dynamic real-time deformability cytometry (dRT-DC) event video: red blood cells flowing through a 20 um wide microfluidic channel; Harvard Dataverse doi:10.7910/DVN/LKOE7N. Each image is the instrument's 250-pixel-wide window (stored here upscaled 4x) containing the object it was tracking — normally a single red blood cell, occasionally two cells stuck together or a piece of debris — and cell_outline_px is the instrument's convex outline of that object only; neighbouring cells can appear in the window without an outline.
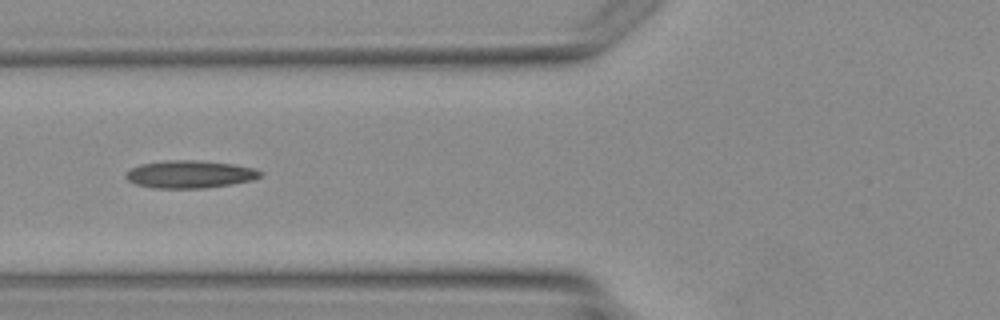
{"species": "Egyptian fruit bat (a non-hibernating species)", "species_latin": "Rousettus aegyptiacus", "temperature_condition": "warm", "stored_images_in_passage": 4, "camera_frame_rate_fps": 3000, "um_per_image_px": 0.085, "animal": {"sex": "female"}, "frame": {"image": 1, "passage_image": 4, "time_ms": 4.667, "image_size_px": [1000, 320], "cell_outline_px": [[264, 176], [252, 180], [232, 184], [204, 188], [152, 188], [136, 184], [128, 180], [124, 176], [132, 168], [140, 164], [168, 160], [196, 160], [236, 164], [256, 168], [264, 172]], "centroid_in_image_um": [16.21, 14.81], "position_along_channel_um": 109.6, "area_um2": 21.85}}